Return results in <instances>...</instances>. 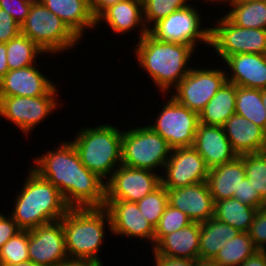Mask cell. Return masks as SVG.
<instances>
[{
	"instance_id": "34",
	"label": "cell",
	"mask_w": 266,
	"mask_h": 266,
	"mask_svg": "<svg viewBox=\"0 0 266 266\" xmlns=\"http://www.w3.org/2000/svg\"><path fill=\"white\" fill-rule=\"evenodd\" d=\"M191 0H142L143 19L147 29L176 10L185 8Z\"/></svg>"
},
{
	"instance_id": "7",
	"label": "cell",
	"mask_w": 266,
	"mask_h": 266,
	"mask_svg": "<svg viewBox=\"0 0 266 266\" xmlns=\"http://www.w3.org/2000/svg\"><path fill=\"white\" fill-rule=\"evenodd\" d=\"M144 126L123 129L122 165L155 172L159 167L163 170L172 149L162 136L147 124Z\"/></svg>"
},
{
	"instance_id": "8",
	"label": "cell",
	"mask_w": 266,
	"mask_h": 266,
	"mask_svg": "<svg viewBox=\"0 0 266 266\" xmlns=\"http://www.w3.org/2000/svg\"><path fill=\"white\" fill-rule=\"evenodd\" d=\"M191 4L179 9L160 19L153 24L148 33L162 42H173L193 46L196 49L199 43H204L206 48L210 47V26L202 27L201 11ZM202 22V23H201ZM198 42V43H197Z\"/></svg>"
},
{
	"instance_id": "36",
	"label": "cell",
	"mask_w": 266,
	"mask_h": 266,
	"mask_svg": "<svg viewBox=\"0 0 266 266\" xmlns=\"http://www.w3.org/2000/svg\"><path fill=\"white\" fill-rule=\"evenodd\" d=\"M192 220L179 209L167 204L155 227L154 246L165 236L190 225Z\"/></svg>"
},
{
	"instance_id": "45",
	"label": "cell",
	"mask_w": 266,
	"mask_h": 266,
	"mask_svg": "<svg viewBox=\"0 0 266 266\" xmlns=\"http://www.w3.org/2000/svg\"><path fill=\"white\" fill-rule=\"evenodd\" d=\"M240 266H266V253L264 250H258L247 258Z\"/></svg>"
},
{
	"instance_id": "32",
	"label": "cell",
	"mask_w": 266,
	"mask_h": 266,
	"mask_svg": "<svg viewBox=\"0 0 266 266\" xmlns=\"http://www.w3.org/2000/svg\"><path fill=\"white\" fill-rule=\"evenodd\" d=\"M257 251L249 234L239 232L233 239L226 241L214 260L221 266H240Z\"/></svg>"
},
{
	"instance_id": "51",
	"label": "cell",
	"mask_w": 266,
	"mask_h": 266,
	"mask_svg": "<svg viewBox=\"0 0 266 266\" xmlns=\"http://www.w3.org/2000/svg\"><path fill=\"white\" fill-rule=\"evenodd\" d=\"M260 209L266 210V195L262 197Z\"/></svg>"
},
{
	"instance_id": "16",
	"label": "cell",
	"mask_w": 266,
	"mask_h": 266,
	"mask_svg": "<svg viewBox=\"0 0 266 266\" xmlns=\"http://www.w3.org/2000/svg\"><path fill=\"white\" fill-rule=\"evenodd\" d=\"M111 233L115 236L132 237L147 241L154 247L155 228L142 215L136 202L105 200Z\"/></svg>"
},
{
	"instance_id": "41",
	"label": "cell",
	"mask_w": 266,
	"mask_h": 266,
	"mask_svg": "<svg viewBox=\"0 0 266 266\" xmlns=\"http://www.w3.org/2000/svg\"><path fill=\"white\" fill-rule=\"evenodd\" d=\"M21 33V26L0 8V42L7 43Z\"/></svg>"
},
{
	"instance_id": "9",
	"label": "cell",
	"mask_w": 266,
	"mask_h": 266,
	"mask_svg": "<svg viewBox=\"0 0 266 266\" xmlns=\"http://www.w3.org/2000/svg\"><path fill=\"white\" fill-rule=\"evenodd\" d=\"M55 84L42 96L0 97V116L12 122L24 135L33 132L45 118L57 111L58 88Z\"/></svg>"
},
{
	"instance_id": "52",
	"label": "cell",
	"mask_w": 266,
	"mask_h": 266,
	"mask_svg": "<svg viewBox=\"0 0 266 266\" xmlns=\"http://www.w3.org/2000/svg\"><path fill=\"white\" fill-rule=\"evenodd\" d=\"M204 1V0H203ZM205 1H208V2H215L216 4H218L219 2L221 3H223L224 4V2H225V4L228 2V1H230V0H205Z\"/></svg>"
},
{
	"instance_id": "44",
	"label": "cell",
	"mask_w": 266,
	"mask_h": 266,
	"mask_svg": "<svg viewBox=\"0 0 266 266\" xmlns=\"http://www.w3.org/2000/svg\"><path fill=\"white\" fill-rule=\"evenodd\" d=\"M124 0H89V7L95 19H97L106 9Z\"/></svg>"
},
{
	"instance_id": "22",
	"label": "cell",
	"mask_w": 266,
	"mask_h": 266,
	"mask_svg": "<svg viewBox=\"0 0 266 266\" xmlns=\"http://www.w3.org/2000/svg\"><path fill=\"white\" fill-rule=\"evenodd\" d=\"M101 22L120 35L140 28L138 40L148 33L143 19L142 0H124L110 6L96 19V25Z\"/></svg>"
},
{
	"instance_id": "18",
	"label": "cell",
	"mask_w": 266,
	"mask_h": 266,
	"mask_svg": "<svg viewBox=\"0 0 266 266\" xmlns=\"http://www.w3.org/2000/svg\"><path fill=\"white\" fill-rule=\"evenodd\" d=\"M193 147L202 156L209 169L232 161L238 156L222 126L199 123Z\"/></svg>"
},
{
	"instance_id": "28",
	"label": "cell",
	"mask_w": 266,
	"mask_h": 266,
	"mask_svg": "<svg viewBox=\"0 0 266 266\" xmlns=\"http://www.w3.org/2000/svg\"><path fill=\"white\" fill-rule=\"evenodd\" d=\"M228 12L224 15L242 28L266 30V1L230 0Z\"/></svg>"
},
{
	"instance_id": "24",
	"label": "cell",
	"mask_w": 266,
	"mask_h": 266,
	"mask_svg": "<svg viewBox=\"0 0 266 266\" xmlns=\"http://www.w3.org/2000/svg\"><path fill=\"white\" fill-rule=\"evenodd\" d=\"M50 11L56 14L68 28L82 40L87 29H96L89 0H39Z\"/></svg>"
},
{
	"instance_id": "13",
	"label": "cell",
	"mask_w": 266,
	"mask_h": 266,
	"mask_svg": "<svg viewBox=\"0 0 266 266\" xmlns=\"http://www.w3.org/2000/svg\"><path fill=\"white\" fill-rule=\"evenodd\" d=\"M120 165L105 182V200L137 202L161 185V174Z\"/></svg>"
},
{
	"instance_id": "2",
	"label": "cell",
	"mask_w": 266,
	"mask_h": 266,
	"mask_svg": "<svg viewBox=\"0 0 266 266\" xmlns=\"http://www.w3.org/2000/svg\"><path fill=\"white\" fill-rule=\"evenodd\" d=\"M133 48L138 66L148 73L162 95L189 73L192 67L187 65L196 51L190 45L159 41L149 33L137 40Z\"/></svg>"
},
{
	"instance_id": "14",
	"label": "cell",
	"mask_w": 266,
	"mask_h": 266,
	"mask_svg": "<svg viewBox=\"0 0 266 266\" xmlns=\"http://www.w3.org/2000/svg\"><path fill=\"white\" fill-rule=\"evenodd\" d=\"M208 173L209 168L193 146L176 148L164 166L161 184L166 189L185 187L207 181Z\"/></svg>"
},
{
	"instance_id": "38",
	"label": "cell",
	"mask_w": 266,
	"mask_h": 266,
	"mask_svg": "<svg viewBox=\"0 0 266 266\" xmlns=\"http://www.w3.org/2000/svg\"><path fill=\"white\" fill-rule=\"evenodd\" d=\"M248 234L258 250L266 249V210L258 209Z\"/></svg>"
},
{
	"instance_id": "11",
	"label": "cell",
	"mask_w": 266,
	"mask_h": 266,
	"mask_svg": "<svg viewBox=\"0 0 266 266\" xmlns=\"http://www.w3.org/2000/svg\"><path fill=\"white\" fill-rule=\"evenodd\" d=\"M161 112L148 126L162 136L171 149L192 147L199 125V114L179 104L171 95Z\"/></svg>"
},
{
	"instance_id": "39",
	"label": "cell",
	"mask_w": 266,
	"mask_h": 266,
	"mask_svg": "<svg viewBox=\"0 0 266 266\" xmlns=\"http://www.w3.org/2000/svg\"><path fill=\"white\" fill-rule=\"evenodd\" d=\"M34 0H0V8L4 9L21 26L29 14Z\"/></svg>"
},
{
	"instance_id": "33",
	"label": "cell",
	"mask_w": 266,
	"mask_h": 266,
	"mask_svg": "<svg viewBox=\"0 0 266 266\" xmlns=\"http://www.w3.org/2000/svg\"><path fill=\"white\" fill-rule=\"evenodd\" d=\"M136 203L145 219L155 228L168 204L167 189L161 184Z\"/></svg>"
},
{
	"instance_id": "21",
	"label": "cell",
	"mask_w": 266,
	"mask_h": 266,
	"mask_svg": "<svg viewBox=\"0 0 266 266\" xmlns=\"http://www.w3.org/2000/svg\"><path fill=\"white\" fill-rule=\"evenodd\" d=\"M222 128L238 156L264 152L266 131L247 118L235 113Z\"/></svg>"
},
{
	"instance_id": "15",
	"label": "cell",
	"mask_w": 266,
	"mask_h": 266,
	"mask_svg": "<svg viewBox=\"0 0 266 266\" xmlns=\"http://www.w3.org/2000/svg\"><path fill=\"white\" fill-rule=\"evenodd\" d=\"M28 256L30 261L42 266H58L68 259L60 220L28 231Z\"/></svg>"
},
{
	"instance_id": "23",
	"label": "cell",
	"mask_w": 266,
	"mask_h": 266,
	"mask_svg": "<svg viewBox=\"0 0 266 266\" xmlns=\"http://www.w3.org/2000/svg\"><path fill=\"white\" fill-rule=\"evenodd\" d=\"M200 223L193 222L185 228L165 235L153 248L152 256L187 259L199 258Z\"/></svg>"
},
{
	"instance_id": "35",
	"label": "cell",
	"mask_w": 266,
	"mask_h": 266,
	"mask_svg": "<svg viewBox=\"0 0 266 266\" xmlns=\"http://www.w3.org/2000/svg\"><path fill=\"white\" fill-rule=\"evenodd\" d=\"M245 175L261 197L266 195V154L264 152L241 155Z\"/></svg>"
},
{
	"instance_id": "40",
	"label": "cell",
	"mask_w": 266,
	"mask_h": 266,
	"mask_svg": "<svg viewBox=\"0 0 266 266\" xmlns=\"http://www.w3.org/2000/svg\"><path fill=\"white\" fill-rule=\"evenodd\" d=\"M233 198L239 200L241 203L260 209L262 197L257 190H254L247 177L241 180L238 191L234 192Z\"/></svg>"
},
{
	"instance_id": "29",
	"label": "cell",
	"mask_w": 266,
	"mask_h": 266,
	"mask_svg": "<svg viewBox=\"0 0 266 266\" xmlns=\"http://www.w3.org/2000/svg\"><path fill=\"white\" fill-rule=\"evenodd\" d=\"M257 211V208L243 204L235 198H230L214 203L213 217L234 227L239 232L248 233Z\"/></svg>"
},
{
	"instance_id": "31",
	"label": "cell",
	"mask_w": 266,
	"mask_h": 266,
	"mask_svg": "<svg viewBox=\"0 0 266 266\" xmlns=\"http://www.w3.org/2000/svg\"><path fill=\"white\" fill-rule=\"evenodd\" d=\"M6 48L9 70L34 65L39 55L46 54L29 37L21 33L7 42Z\"/></svg>"
},
{
	"instance_id": "37",
	"label": "cell",
	"mask_w": 266,
	"mask_h": 266,
	"mask_svg": "<svg viewBox=\"0 0 266 266\" xmlns=\"http://www.w3.org/2000/svg\"><path fill=\"white\" fill-rule=\"evenodd\" d=\"M29 261L28 231L20 230L0 249V264H17Z\"/></svg>"
},
{
	"instance_id": "19",
	"label": "cell",
	"mask_w": 266,
	"mask_h": 266,
	"mask_svg": "<svg viewBox=\"0 0 266 266\" xmlns=\"http://www.w3.org/2000/svg\"><path fill=\"white\" fill-rule=\"evenodd\" d=\"M36 67L9 70L0 79V97L45 95L55 84Z\"/></svg>"
},
{
	"instance_id": "48",
	"label": "cell",
	"mask_w": 266,
	"mask_h": 266,
	"mask_svg": "<svg viewBox=\"0 0 266 266\" xmlns=\"http://www.w3.org/2000/svg\"><path fill=\"white\" fill-rule=\"evenodd\" d=\"M196 266H221L214 259H202L196 260Z\"/></svg>"
},
{
	"instance_id": "53",
	"label": "cell",
	"mask_w": 266,
	"mask_h": 266,
	"mask_svg": "<svg viewBox=\"0 0 266 266\" xmlns=\"http://www.w3.org/2000/svg\"><path fill=\"white\" fill-rule=\"evenodd\" d=\"M247 1H259V0H247ZM260 1H266V0H260Z\"/></svg>"
},
{
	"instance_id": "25",
	"label": "cell",
	"mask_w": 266,
	"mask_h": 266,
	"mask_svg": "<svg viewBox=\"0 0 266 266\" xmlns=\"http://www.w3.org/2000/svg\"><path fill=\"white\" fill-rule=\"evenodd\" d=\"M245 165L242 156H237L232 161L209 169L207 184L214 202L233 198L238 191L241 180H244Z\"/></svg>"
},
{
	"instance_id": "10",
	"label": "cell",
	"mask_w": 266,
	"mask_h": 266,
	"mask_svg": "<svg viewBox=\"0 0 266 266\" xmlns=\"http://www.w3.org/2000/svg\"><path fill=\"white\" fill-rule=\"evenodd\" d=\"M212 22L216 24L211 25L210 47L222 61L228 56L243 53L266 54L265 29L239 27L225 15Z\"/></svg>"
},
{
	"instance_id": "49",
	"label": "cell",
	"mask_w": 266,
	"mask_h": 266,
	"mask_svg": "<svg viewBox=\"0 0 266 266\" xmlns=\"http://www.w3.org/2000/svg\"><path fill=\"white\" fill-rule=\"evenodd\" d=\"M0 266H42V265L35 264L34 262L29 260V261L17 263V264H0Z\"/></svg>"
},
{
	"instance_id": "20",
	"label": "cell",
	"mask_w": 266,
	"mask_h": 266,
	"mask_svg": "<svg viewBox=\"0 0 266 266\" xmlns=\"http://www.w3.org/2000/svg\"><path fill=\"white\" fill-rule=\"evenodd\" d=\"M223 62L231 70L226 73L227 82L247 88H266V54H237L228 56Z\"/></svg>"
},
{
	"instance_id": "50",
	"label": "cell",
	"mask_w": 266,
	"mask_h": 266,
	"mask_svg": "<svg viewBox=\"0 0 266 266\" xmlns=\"http://www.w3.org/2000/svg\"><path fill=\"white\" fill-rule=\"evenodd\" d=\"M261 99H262V103L264 104L265 110H266V88L261 89Z\"/></svg>"
},
{
	"instance_id": "42",
	"label": "cell",
	"mask_w": 266,
	"mask_h": 266,
	"mask_svg": "<svg viewBox=\"0 0 266 266\" xmlns=\"http://www.w3.org/2000/svg\"><path fill=\"white\" fill-rule=\"evenodd\" d=\"M19 231V227L10 214L5 216L3 213H0V249Z\"/></svg>"
},
{
	"instance_id": "30",
	"label": "cell",
	"mask_w": 266,
	"mask_h": 266,
	"mask_svg": "<svg viewBox=\"0 0 266 266\" xmlns=\"http://www.w3.org/2000/svg\"><path fill=\"white\" fill-rule=\"evenodd\" d=\"M235 113L266 131V110L261 99V89L236 86Z\"/></svg>"
},
{
	"instance_id": "6",
	"label": "cell",
	"mask_w": 266,
	"mask_h": 266,
	"mask_svg": "<svg viewBox=\"0 0 266 266\" xmlns=\"http://www.w3.org/2000/svg\"><path fill=\"white\" fill-rule=\"evenodd\" d=\"M21 34L29 37L46 54H59L79 45L80 39L56 14L50 12L39 0H34Z\"/></svg>"
},
{
	"instance_id": "47",
	"label": "cell",
	"mask_w": 266,
	"mask_h": 266,
	"mask_svg": "<svg viewBox=\"0 0 266 266\" xmlns=\"http://www.w3.org/2000/svg\"><path fill=\"white\" fill-rule=\"evenodd\" d=\"M9 71L6 43L0 42V79Z\"/></svg>"
},
{
	"instance_id": "3",
	"label": "cell",
	"mask_w": 266,
	"mask_h": 266,
	"mask_svg": "<svg viewBox=\"0 0 266 266\" xmlns=\"http://www.w3.org/2000/svg\"><path fill=\"white\" fill-rule=\"evenodd\" d=\"M17 192L11 216L20 230L59 221L69 210L58 188L30 168Z\"/></svg>"
},
{
	"instance_id": "12",
	"label": "cell",
	"mask_w": 266,
	"mask_h": 266,
	"mask_svg": "<svg viewBox=\"0 0 266 266\" xmlns=\"http://www.w3.org/2000/svg\"><path fill=\"white\" fill-rule=\"evenodd\" d=\"M227 70L191 68L189 73L170 91L171 96L191 111L200 113L209 100L227 81Z\"/></svg>"
},
{
	"instance_id": "17",
	"label": "cell",
	"mask_w": 266,
	"mask_h": 266,
	"mask_svg": "<svg viewBox=\"0 0 266 266\" xmlns=\"http://www.w3.org/2000/svg\"><path fill=\"white\" fill-rule=\"evenodd\" d=\"M168 204L185 213L192 222L202 223L213 217L214 200L206 181L167 189Z\"/></svg>"
},
{
	"instance_id": "43",
	"label": "cell",
	"mask_w": 266,
	"mask_h": 266,
	"mask_svg": "<svg viewBox=\"0 0 266 266\" xmlns=\"http://www.w3.org/2000/svg\"><path fill=\"white\" fill-rule=\"evenodd\" d=\"M154 266H196V261L187 259L154 256Z\"/></svg>"
},
{
	"instance_id": "26",
	"label": "cell",
	"mask_w": 266,
	"mask_h": 266,
	"mask_svg": "<svg viewBox=\"0 0 266 266\" xmlns=\"http://www.w3.org/2000/svg\"><path fill=\"white\" fill-rule=\"evenodd\" d=\"M235 104L236 85L226 81L199 113V122L222 126L235 114Z\"/></svg>"
},
{
	"instance_id": "27",
	"label": "cell",
	"mask_w": 266,
	"mask_h": 266,
	"mask_svg": "<svg viewBox=\"0 0 266 266\" xmlns=\"http://www.w3.org/2000/svg\"><path fill=\"white\" fill-rule=\"evenodd\" d=\"M238 233L237 229L214 217L200 223L199 258L214 259L226 241Z\"/></svg>"
},
{
	"instance_id": "46",
	"label": "cell",
	"mask_w": 266,
	"mask_h": 266,
	"mask_svg": "<svg viewBox=\"0 0 266 266\" xmlns=\"http://www.w3.org/2000/svg\"><path fill=\"white\" fill-rule=\"evenodd\" d=\"M58 266H103L102 261L91 259H66Z\"/></svg>"
},
{
	"instance_id": "4",
	"label": "cell",
	"mask_w": 266,
	"mask_h": 266,
	"mask_svg": "<svg viewBox=\"0 0 266 266\" xmlns=\"http://www.w3.org/2000/svg\"><path fill=\"white\" fill-rule=\"evenodd\" d=\"M60 221L63 225L68 258L100 261V248L105 243L103 241L106 227H109L111 232L107 210L104 207L69 208Z\"/></svg>"
},
{
	"instance_id": "5",
	"label": "cell",
	"mask_w": 266,
	"mask_h": 266,
	"mask_svg": "<svg viewBox=\"0 0 266 266\" xmlns=\"http://www.w3.org/2000/svg\"><path fill=\"white\" fill-rule=\"evenodd\" d=\"M75 133L76 137L70 141L82 164L106 182L122 164L123 131L110 124H101Z\"/></svg>"
},
{
	"instance_id": "1",
	"label": "cell",
	"mask_w": 266,
	"mask_h": 266,
	"mask_svg": "<svg viewBox=\"0 0 266 266\" xmlns=\"http://www.w3.org/2000/svg\"><path fill=\"white\" fill-rule=\"evenodd\" d=\"M33 159L31 168L58 188L69 208L105 206V181L82 164L71 141Z\"/></svg>"
}]
</instances>
